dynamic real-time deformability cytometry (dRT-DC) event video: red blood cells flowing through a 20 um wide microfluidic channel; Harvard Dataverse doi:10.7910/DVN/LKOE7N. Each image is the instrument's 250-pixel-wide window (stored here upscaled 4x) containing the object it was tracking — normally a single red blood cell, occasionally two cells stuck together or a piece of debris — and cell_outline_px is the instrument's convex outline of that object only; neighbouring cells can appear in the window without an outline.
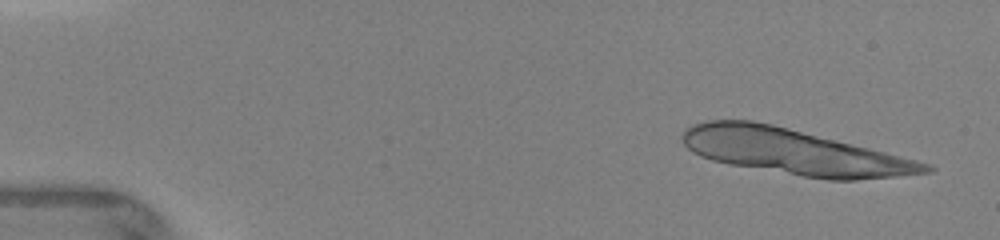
{"species": "human", "species_latin": "Homo sapiens", "temperature_condition": "warm", "stored_images_in_passage": 10, "segment_of_instrument_passage": [1, 2], "camera_frame_rate_fps": 3000, "um_per_image_px": 0.085, "donor": {"sex": "female"}, "frame": {"image": 1, "passage_image": 1, "time_ms": 0.0, "image_size_px": [1000, 240], "cell_outline_px": [[936, 168], [932, 172], [896, 176], [856, 180], [828, 180], [728, 164], [712, 160], [700, 156], [692, 152], [684, 144], [680, 136], [684, 128], [692, 124], [708, 120], [752, 120], [772, 124], [932, 164]], "centroid_in_image_um": [67.43, 12.9], "position_along_channel_um": 17.6, "area_um2": 63.98}}